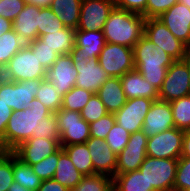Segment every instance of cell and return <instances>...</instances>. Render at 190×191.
Listing matches in <instances>:
<instances>
[{
    "label": "cell",
    "mask_w": 190,
    "mask_h": 191,
    "mask_svg": "<svg viewBox=\"0 0 190 191\" xmlns=\"http://www.w3.org/2000/svg\"><path fill=\"white\" fill-rule=\"evenodd\" d=\"M130 133L116 122L105 138L111 150L118 155L129 141Z\"/></svg>",
    "instance_id": "obj_38"
},
{
    "label": "cell",
    "mask_w": 190,
    "mask_h": 191,
    "mask_svg": "<svg viewBox=\"0 0 190 191\" xmlns=\"http://www.w3.org/2000/svg\"><path fill=\"white\" fill-rule=\"evenodd\" d=\"M8 191H31V190L23 187L22 185L14 181L12 185L9 187Z\"/></svg>",
    "instance_id": "obj_53"
},
{
    "label": "cell",
    "mask_w": 190,
    "mask_h": 191,
    "mask_svg": "<svg viewBox=\"0 0 190 191\" xmlns=\"http://www.w3.org/2000/svg\"><path fill=\"white\" fill-rule=\"evenodd\" d=\"M177 2L178 0H148L146 5V19L159 18Z\"/></svg>",
    "instance_id": "obj_46"
},
{
    "label": "cell",
    "mask_w": 190,
    "mask_h": 191,
    "mask_svg": "<svg viewBox=\"0 0 190 191\" xmlns=\"http://www.w3.org/2000/svg\"><path fill=\"white\" fill-rule=\"evenodd\" d=\"M42 80L32 79L14 82L0 75V99L11 107L13 112L30 107Z\"/></svg>",
    "instance_id": "obj_6"
},
{
    "label": "cell",
    "mask_w": 190,
    "mask_h": 191,
    "mask_svg": "<svg viewBox=\"0 0 190 191\" xmlns=\"http://www.w3.org/2000/svg\"><path fill=\"white\" fill-rule=\"evenodd\" d=\"M106 44L103 31H75V48L70 56H79L89 60L98 58Z\"/></svg>",
    "instance_id": "obj_21"
},
{
    "label": "cell",
    "mask_w": 190,
    "mask_h": 191,
    "mask_svg": "<svg viewBox=\"0 0 190 191\" xmlns=\"http://www.w3.org/2000/svg\"><path fill=\"white\" fill-rule=\"evenodd\" d=\"M26 45L33 51V54L39 59V63L46 70L52 66L59 56L56 51L46 46L39 38Z\"/></svg>",
    "instance_id": "obj_37"
},
{
    "label": "cell",
    "mask_w": 190,
    "mask_h": 191,
    "mask_svg": "<svg viewBox=\"0 0 190 191\" xmlns=\"http://www.w3.org/2000/svg\"><path fill=\"white\" fill-rule=\"evenodd\" d=\"M25 45L13 29L0 36V74L9 60Z\"/></svg>",
    "instance_id": "obj_31"
},
{
    "label": "cell",
    "mask_w": 190,
    "mask_h": 191,
    "mask_svg": "<svg viewBox=\"0 0 190 191\" xmlns=\"http://www.w3.org/2000/svg\"><path fill=\"white\" fill-rule=\"evenodd\" d=\"M147 139V135L142 130L130 134L127 145L117 155L115 175L139 170L147 156Z\"/></svg>",
    "instance_id": "obj_12"
},
{
    "label": "cell",
    "mask_w": 190,
    "mask_h": 191,
    "mask_svg": "<svg viewBox=\"0 0 190 191\" xmlns=\"http://www.w3.org/2000/svg\"><path fill=\"white\" fill-rule=\"evenodd\" d=\"M77 75L78 72L70 54L59 55L46 72L47 80L62 97L75 86Z\"/></svg>",
    "instance_id": "obj_16"
},
{
    "label": "cell",
    "mask_w": 190,
    "mask_h": 191,
    "mask_svg": "<svg viewBox=\"0 0 190 191\" xmlns=\"http://www.w3.org/2000/svg\"><path fill=\"white\" fill-rule=\"evenodd\" d=\"M113 191H156L140 170H134L113 177Z\"/></svg>",
    "instance_id": "obj_28"
},
{
    "label": "cell",
    "mask_w": 190,
    "mask_h": 191,
    "mask_svg": "<svg viewBox=\"0 0 190 191\" xmlns=\"http://www.w3.org/2000/svg\"><path fill=\"white\" fill-rule=\"evenodd\" d=\"M13 110L4 101L0 99V137H4L9 118Z\"/></svg>",
    "instance_id": "obj_48"
},
{
    "label": "cell",
    "mask_w": 190,
    "mask_h": 191,
    "mask_svg": "<svg viewBox=\"0 0 190 191\" xmlns=\"http://www.w3.org/2000/svg\"><path fill=\"white\" fill-rule=\"evenodd\" d=\"M51 114L53 112L37 98L33 99L30 107L13 112L2 138L5 147L12 151L20 143L32 138L33 134H37V127L40 121Z\"/></svg>",
    "instance_id": "obj_2"
},
{
    "label": "cell",
    "mask_w": 190,
    "mask_h": 191,
    "mask_svg": "<svg viewBox=\"0 0 190 191\" xmlns=\"http://www.w3.org/2000/svg\"><path fill=\"white\" fill-rule=\"evenodd\" d=\"M99 64L109 77H122L135 70L133 48L106 43L98 56Z\"/></svg>",
    "instance_id": "obj_9"
},
{
    "label": "cell",
    "mask_w": 190,
    "mask_h": 191,
    "mask_svg": "<svg viewBox=\"0 0 190 191\" xmlns=\"http://www.w3.org/2000/svg\"><path fill=\"white\" fill-rule=\"evenodd\" d=\"M181 157L190 158V130L184 131Z\"/></svg>",
    "instance_id": "obj_50"
},
{
    "label": "cell",
    "mask_w": 190,
    "mask_h": 191,
    "mask_svg": "<svg viewBox=\"0 0 190 191\" xmlns=\"http://www.w3.org/2000/svg\"><path fill=\"white\" fill-rule=\"evenodd\" d=\"M190 95V74L188 56L181 61H175L168 69L159 90V99L171 102Z\"/></svg>",
    "instance_id": "obj_10"
},
{
    "label": "cell",
    "mask_w": 190,
    "mask_h": 191,
    "mask_svg": "<svg viewBox=\"0 0 190 191\" xmlns=\"http://www.w3.org/2000/svg\"><path fill=\"white\" fill-rule=\"evenodd\" d=\"M13 182V153L10 151L0 159V191H8Z\"/></svg>",
    "instance_id": "obj_42"
},
{
    "label": "cell",
    "mask_w": 190,
    "mask_h": 191,
    "mask_svg": "<svg viewBox=\"0 0 190 191\" xmlns=\"http://www.w3.org/2000/svg\"><path fill=\"white\" fill-rule=\"evenodd\" d=\"M13 174L14 181L22 185L23 187L37 191L41 185L42 180L34 173L33 168L21 161L13 154Z\"/></svg>",
    "instance_id": "obj_30"
},
{
    "label": "cell",
    "mask_w": 190,
    "mask_h": 191,
    "mask_svg": "<svg viewBox=\"0 0 190 191\" xmlns=\"http://www.w3.org/2000/svg\"><path fill=\"white\" fill-rule=\"evenodd\" d=\"M65 26L59 18L52 12L50 7L40 8L38 38L45 34H52L53 32L64 29Z\"/></svg>",
    "instance_id": "obj_36"
},
{
    "label": "cell",
    "mask_w": 190,
    "mask_h": 191,
    "mask_svg": "<svg viewBox=\"0 0 190 191\" xmlns=\"http://www.w3.org/2000/svg\"><path fill=\"white\" fill-rule=\"evenodd\" d=\"M187 47L190 46V9L177 2L158 18Z\"/></svg>",
    "instance_id": "obj_19"
},
{
    "label": "cell",
    "mask_w": 190,
    "mask_h": 191,
    "mask_svg": "<svg viewBox=\"0 0 190 191\" xmlns=\"http://www.w3.org/2000/svg\"><path fill=\"white\" fill-rule=\"evenodd\" d=\"M179 191H190V188H188V189H182V190H179Z\"/></svg>",
    "instance_id": "obj_58"
},
{
    "label": "cell",
    "mask_w": 190,
    "mask_h": 191,
    "mask_svg": "<svg viewBox=\"0 0 190 191\" xmlns=\"http://www.w3.org/2000/svg\"><path fill=\"white\" fill-rule=\"evenodd\" d=\"M60 133V147L85 143L90 138L89 124L81 112L59 109L56 113Z\"/></svg>",
    "instance_id": "obj_7"
},
{
    "label": "cell",
    "mask_w": 190,
    "mask_h": 191,
    "mask_svg": "<svg viewBox=\"0 0 190 191\" xmlns=\"http://www.w3.org/2000/svg\"><path fill=\"white\" fill-rule=\"evenodd\" d=\"M152 103V99L145 97L127 99L125 105L114 113L115 122L130 134L142 130L145 116Z\"/></svg>",
    "instance_id": "obj_15"
},
{
    "label": "cell",
    "mask_w": 190,
    "mask_h": 191,
    "mask_svg": "<svg viewBox=\"0 0 190 191\" xmlns=\"http://www.w3.org/2000/svg\"><path fill=\"white\" fill-rule=\"evenodd\" d=\"M187 56L190 58V46L188 47Z\"/></svg>",
    "instance_id": "obj_57"
},
{
    "label": "cell",
    "mask_w": 190,
    "mask_h": 191,
    "mask_svg": "<svg viewBox=\"0 0 190 191\" xmlns=\"http://www.w3.org/2000/svg\"><path fill=\"white\" fill-rule=\"evenodd\" d=\"M32 138L60 139L55 113L40 121L37 127V134H33Z\"/></svg>",
    "instance_id": "obj_40"
},
{
    "label": "cell",
    "mask_w": 190,
    "mask_h": 191,
    "mask_svg": "<svg viewBox=\"0 0 190 191\" xmlns=\"http://www.w3.org/2000/svg\"><path fill=\"white\" fill-rule=\"evenodd\" d=\"M175 127L190 130V95L175 99L170 102Z\"/></svg>",
    "instance_id": "obj_33"
},
{
    "label": "cell",
    "mask_w": 190,
    "mask_h": 191,
    "mask_svg": "<svg viewBox=\"0 0 190 191\" xmlns=\"http://www.w3.org/2000/svg\"><path fill=\"white\" fill-rule=\"evenodd\" d=\"M60 148V139L30 138L11 152L24 163L32 166L52 155Z\"/></svg>",
    "instance_id": "obj_17"
},
{
    "label": "cell",
    "mask_w": 190,
    "mask_h": 191,
    "mask_svg": "<svg viewBox=\"0 0 190 191\" xmlns=\"http://www.w3.org/2000/svg\"><path fill=\"white\" fill-rule=\"evenodd\" d=\"M82 0H52L51 10L67 28L77 29Z\"/></svg>",
    "instance_id": "obj_26"
},
{
    "label": "cell",
    "mask_w": 190,
    "mask_h": 191,
    "mask_svg": "<svg viewBox=\"0 0 190 191\" xmlns=\"http://www.w3.org/2000/svg\"><path fill=\"white\" fill-rule=\"evenodd\" d=\"M133 51L135 69L159 91L167 69L175 60L145 35L134 45Z\"/></svg>",
    "instance_id": "obj_1"
},
{
    "label": "cell",
    "mask_w": 190,
    "mask_h": 191,
    "mask_svg": "<svg viewBox=\"0 0 190 191\" xmlns=\"http://www.w3.org/2000/svg\"><path fill=\"white\" fill-rule=\"evenodd\" d=\"M37 191H70L68 188L51 178L41 182Z\"/></svg>",
    "instance_id": "obj_49"
},
{
    "label": "cell",
    "mask_w": 190,
    "mask_h": 191,
    "mask_svg": "<svg viewBox=\"0 0 190 191\" xmlns=\"http://www.w3.org/2000/svg\"><path fill=\"white\" fill-rule=\"evenodd\" d=\"M71 57L78 72L75 86L95 94L106 80L110 78L99 64L98 58L87 60L79 56Z\"/></svg>",
    "instance_id": "obj_14"
},
{
    "label": "cell",
    "mask_w": 190,
    "mask_h": 191,
    "mask_svg": "<svg viewBox=\"0 0 190 191\" xmlns=\"http://www.w3.org/2000/svg\"><path fill=\"white\" fill-rule=\"evenodd\" d=\"M178 159L146 156L139 170L156 191H174Z\"/></svg>",
    "instance_id": "obj_5"
},
{
    "label": "cell",
    "mask_w": 190,
    "mask_h": 191,
    "mask_svg": "<svg viewBox=\"0 0 190 191\" xmlns=\"http://www.w3.org/2000/svg\"><path fill=\"white\" fill-rule=\"evenodd\" d=\"M84 175L80 173L62 147L58 149V163L53 176L57 182L72 190Z\"/></svg>",
    "instance_id": "obj_25"
},
{
    "label": "cell",
    "mask_w": 190,
    "mask_h": 191,
    "mask_svg": "<svg viewBox=\"0 0 190 191\" xmlns=\"http://www.w3.org/2000/svg\"><path fill=\"white\" fill-rule=\"evenodd\" d=\"M144 35L175 61H181L187 57L188 47L177 39L158 18L145 20Z\"/></svg>",
    "instance_id": "obj_8"
},
{
    "label": "cell",
    "mask_w": 190,
    "mask_h": 191,
    "mask_svg": "<svg viewBox=\"0 0 190 191\" xmlns=\"http://www.w3.org/2000/svg\"><path fill=\"white\" fill-rule=\"evenodd\" d=\"M70 191H113V178L104 174L85 175Z\"/></svg>",
    "instance_id": "obj_32"
},
{
    "label": "cell",
    "mask_w": 190,
    "mask_h": 191,
    "mask_svg": "<svg viewBox=\"0 0 190 191\" xmlns=\"http://www.w3.org/2000/svg\"><path fill=\"white\" fill-rule=\"evenodd\" d=\"M115 124V116L113 113H108L95 122L89 124L90 137L100 138L105 140L109 131Z\"/></svg>",
    "instance_id": "obj_43"
},
{
    "label": "cell",
    "mask_w": 190,
    "mask_h": 191,
    "mask_svg": "<svg viewBox=\"0 0 190 191\" xmlns=\"http://www.w3.org/2000/svg\"><path fill=\"white\" fill-rule=\"evenodd\" d=\"M190 188V158L180 157L174 182V191Z\"/></svg>",
    "instance_id": "obj_44"
},
{
    "label": "cell",
    "mask_w": 190,
    "mask_h": 191,
    "mask_svg": "<svg viewBox=\"0 0 190 191\" xmlns=\"http://www.w3.org/2000/svg\"><path fill=\"white\" fill-rule=\"evenodd\" d=\"M114 7L113 0H82L80 19L76 30L102 31Z\"/></svg>",
    "instance_id": "obj_13"
},
{
    "label": "cell",
    "mask_w": 190,
    "mask_h": 191,
    "mask_svg": "<svg viewBox=\"0 0 190 191\" xmlns=\"http://www.w3.org/2000/svg\"><path fill=\"white\" fill-rule=\"evenodd\" d=\"M13 29V24L11 21L4 19L2 16L0 17V36L4 33Z\"/></svg>",
    "instance_id": "obj_51"
},
{
    "label": "cell",
    "mask_w": 190,
    "mask_h": 191,
    "mask_svg": "<svg viewBox=\"0 0 190 191\" xmlns=\"http://www.w3.org/2000/svg\"><path fill=\"white\" fill-rule=\"evenodd\" d=\"M35 98H37L53 113H56L61 109L63 104V97L56 92L55 87H53V84L49 82L47 78L41 81Z\"/></svg>",
    "instance_id": "obj_34"
},
{
    "label": "cell",
    "mask_w": 190,
    "mask_h": 191,
    "mask_svg": "<svg viewBox=\"0 0 190 191\" xmlns=\"http://www.w3.org/2000/svg\"><path fill=\"white\" fill-rule=\"evenodd\" d=\"M179 3L184 4L190 9V0H178Z\"/></svg>",
    "instance_id": "obj_55"
},
{
    "label": "cell",
    "mask_w": 190,
    "mask_h": 191,
    "mask_svg": "<svg viewBox=\"0 0 190 191\" xmlns=\"http://www.w3.org/2000/svg\"><path fill=\"white\" fill-rule=\"evenodd\" d=\"M108 114L105 105L95 94L89 99L88 103L81 111L82 118L88 123H92Z\"/></svg>",
    "instance_id": "obj_39"
},
{
    "label": "cell",
    "mask_w": 190,
    "mask_h": 191,
    "mask_svg": "<svg viewBox=\"0 0 190 191\" xmlns=\"http://www.w3.org/2000/svg\"><path fill=\"white\" fill-rule=\"evenodd\" d=\"M115 7L141 14L146 19L148 0H113Z\"/></svg>",
    "instance_id": "obj_47"
},
{
    "label": "cell",
    "mask_w": 190,
    "mask_h": 191,
    "mask_svg": "<svg viewBox=\"0 0 190 191\" xmlns=\"http://www.w3.org/2000/svg\"><path fill=\"white\" fill-rule=\"evenodd\" d=\"M76 29L67 28L39 36V39L49 48L56 51L59 55L70 54L75 48Z\"/></svg>",
    "instance_id": "obj_27"
},
{
    "label": "cell",
    "mask_w": 190,
    "mask_h": 191,
    "mask_svg": "<svg viewBox=\"0 0 190 191\" xmlns=\"http://www.w3.org/2000/svg\"><path fill=\"white\" fill-rule=\"evenodd\" d=\"M58 163V150L49 155L47 158L42 159L40 162L32 165L34 173L38 175V177L44 181L53 178L56 166Z\"/></svg>",
    "instance_id": "obj_41"
},
{
    "label": "cell",
    "mask_w": 190,
    "mask_h": 191,
    "mask_svg": "<svg viewBox=\"0 0 190 191\" xmlns=\"http://www.w3.org/2000/svg\"><path fill=\"white\" fill-rule=\"evenodd\" d=\"M47 70L39 63L37 56L25 45L8 62L3 72V78L14 81L45 79Z\"/></svg>",
    "instance_id": "obj_4"
},
{
    "label": "cell",
    "mask_w": 190,
    "mask_h": 191,
    "mask_svg": "<svg viewBox=\"0 0 190 191\" xmlns=\"http://www.w3.org/2000/svg\"><path fill=\"white\" fill-rule=\"evenodd\" d=\"M93 163L94 174L115 176L117 155L107 142L100 138L90 137L86 142Z\"/></svg>",
    "instance_id": "obj_20"
},
{
    "label": "cell",
    "mask_w": 190,
    "mask_h": 191,
    "mask_svg": "<svg viewBox=\"0 0 190 191\" xmlns=\"http://www.w3.org/2000/svg\"><path fill=\"white\" fill-rule=\"evenodd\" d=\"M62 148L80 173L84 176L94 174L93 163L86 143L66 145Z\"/></svg>",
    "instance_id": "obj_29"
},
{
    "label": "cell",
    "mask_w": 190,
    "mask_h": 191,
    "mask_svg": "<svg viewBox=\"0 0 190 191\" xmlns=\"http://www.w3.org/2000/svg\"><path fill=\"white\" fill-rule=\"evenodd\" d=\"M184 131L176 127L148 137L147 156L153 158L179 159L182 153Z\"/></svg>",
    "instance_id": "obj_11"
},
{
    "label": "cell",
    "mask_w": 190,
    "mask_h": 191,
    "mask_svg": "<svg viewBox=\"0 0 190 191\" xmlns=\"http://www.w3.org/2000/svg\"><path fill=\"white\" fill-rule=\"evenodd\" d=\"M121 79L123 92L127 99L145 97L159 99V91L145 80L136 69L124 74Z\"/></svg>",
    "instance_id": "obj_23"
},
{
    "label": "cell",
    "mask_w": 190,
    "mask_h": 191,
    "mask_svg": "<svg viewBox=\"0 0 190 191\" xmlns=\"http://www.w3.org/2000/svg\"><path fill=\"white\" fill-rule=\"evenodd\" d=\"M175 127L170 102L154 100L151 104L143 123L142 131L147 137Z\"/></svg>",
    "instance_id": "obj_18"
},
{
    "label": "cell",
    "mask_w": 190,
    "mask_h": 191,
    "mask_svg": "<svg viewBox=\"0 0 190 191\" xmlns=\"http://www.w3.org/2000/svg\"><path fill=\"white\" fill-rule=\"evenodd\" d=\"M96 95L105 105L108 113H116L126 103L120 77H111L99 88Z\"/></svg>",
    "instance_id": "obj_24"
},
{
    "label": "cell",
    "mask_w": 190,
    "mask_h": 191,
    "mask_svg": "<svg viewBox=\"0 0 190 191\" xmlns=\"http://www.w3.org/2000/svg\"><path fill=\"white\" fill-rule=\"evenodd\" d=\"M188 69H189V74H190V58L188 57Z\"/></svg>",
    "instance_id": "obj_56"
},
{
    "label": "cell",
    "mask_w": 190,
    "mask_h": 191,
    "mask_svg": "<svg viewBox=\"0 0 190 191\" xmlns=\"http://www.w3.org/2000/svg\"><path fill=\"white\" fill-rule=\"evenodd\" d=\"M145 20L139 13L114 7L102 30L106 43L134 48L144 35Z\"/></svg>",
    "instance_id": "obj_3"
},
{
    "label": "cell",
    "mask_w": 190,
    "mask_h": 191,
    "mask_svg": "<svg viewBox=\"0 0 190 191\" xmlns=\"http://www.w3.org/2000/svg\"><path fill=\"white\" fill-rule=\"evenodd\" d=\"M40 7L26 4L12 22L15 33L28 44L38 38Z\"/></svg>",
    "instance_id": "obj_22"
},
{
    "label": "cell",
    "mask_w": 190,
    "mask_h": 191,
    "mask_svg": "<svg viewBox=\"0 0 190 191\" xmlns=\"http://www.w3.org/2000/svg\"><path fill=\"white\" fill-rule=\"evenodd\" d=\"M25 5L24 0H0V17L13 22Z\"/></svg>",
    "instance_id": "obj_45"
},
{
    "label": "cell",
    "mask_w": 190,
    "mask_h": 191,
    "mask_svg": "<svg viewBox=\"0 0 190 191\" xmlns=\"http://www.w3.org/2000/svg\"><path fill=\"white\" fill-rule=\"evenodd\" d=\"M10 151L5 147L2 137H0V159H2Z\"/></svg>",
    "instance_id": "obj_54"
},
{
    "label": "cell",
    "mask_w": 190,
    "mask_h": 191,
    "mask_svg": "<svg viewBox=\"0 0 190 191\" xmlns=\"http://www.w3.org/2000/svg\"><path fill=\"white\" fill-rule=\"evenodd\" d=\"M93 94V92L74 86L64 95L61 109L81 112Z\"/></svg>",
    "instance_id": "obj_35"
},
{
    "label": "cell",
    "mask_w": 190,
    "mask_h": 191,
    "mask_svg": "<svg viewBox=\"0 0 190 191\" xmlns=\"http://www.w3.org/2000/svg\"><path fill=\"white\" fill-rule=\"evenodd\" d=\"M26 4L35 5L40 8L50 7L52 0H24Z\"/></svg>",
    "instance_id": "obj_52"
}]
</instances>
